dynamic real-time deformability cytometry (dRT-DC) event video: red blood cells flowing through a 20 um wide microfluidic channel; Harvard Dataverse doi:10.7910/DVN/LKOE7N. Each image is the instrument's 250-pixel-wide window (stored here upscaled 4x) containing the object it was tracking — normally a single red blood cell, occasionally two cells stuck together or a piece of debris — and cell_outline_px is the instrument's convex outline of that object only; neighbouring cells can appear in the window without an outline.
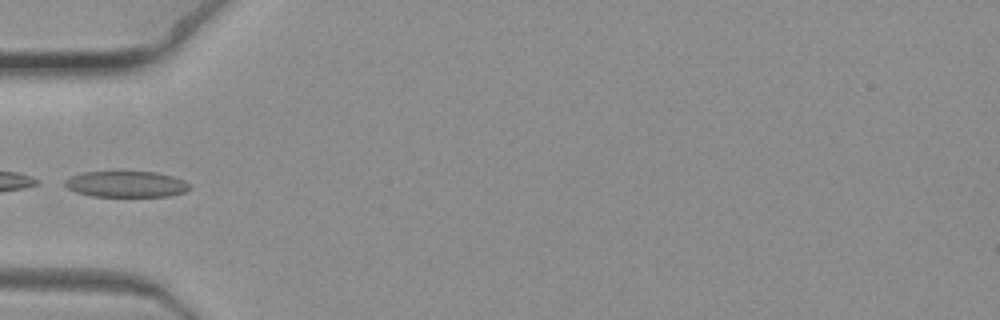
{"species": "common noctule bat (a hibernating species)", "species_latin": "Nyctalus noctula", "temperature_condition": "warm", "stored_images_in_passage": 9, "camera_frame_rate_fps": 3000, "um_per_image_px": 0.085, "animal": {"sex": "female", "body_mass_g": 19.3, "forearm_length_mm": 54.1}, "frame": {"image": 1, "passage_image": 7, "time_ms": 2.0, "image_size_px": [1000, 320], "cell_outline_px": [[192, 188], [184, 192], [168, 196], [92, 196], [76, 192], [68, 188], [64, 184], [64, 180], [72, 176], [84, 172], [156, 172], [172, 176], [184, 180], [192, 184]], "centroid_in_image_um": [10.77, 15.65], "position_along_channel_um": 74.2, "area_um2": 18.9}}